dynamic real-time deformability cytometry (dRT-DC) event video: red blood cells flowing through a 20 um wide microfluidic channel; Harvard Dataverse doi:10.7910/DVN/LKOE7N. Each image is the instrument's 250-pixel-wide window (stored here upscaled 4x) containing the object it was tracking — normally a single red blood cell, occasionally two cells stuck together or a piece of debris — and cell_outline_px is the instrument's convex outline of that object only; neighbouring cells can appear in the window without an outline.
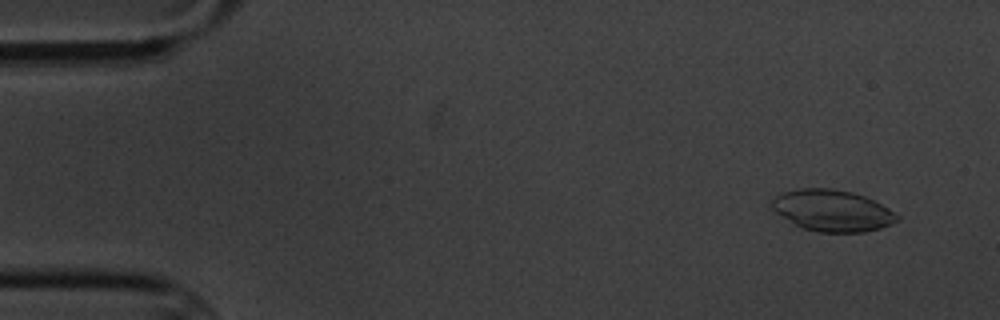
{"species": "common noctule bat (a hibernating species)", "species_latin": "Nyctalus noctula", "temperature_condition": "cold", "stored_images_in_passage": 4, "camera_frame_rate_fps": 3000, "um_per_image_px": 0.085, "animal": {"sex": "male", "body_mass_g": 20.1, "forearm_length_mm": 53.5}, "frame": {"image": 1, "passage_image": 1, "time_ms": 0.0, "image_size_px": [1000, 320], "cell_outline_px": [[900, 220], [892, 224], [880, 228], [864, 232], [820, 232], [804, 228], [796, 224], [776, 212], [772, 208], [772, 200], [780, 192], [800, 188], [832, 188], [852, 192], [864, 196], [888, 208], [900, 216]], "centroid_in_image_um": [70.77, 17.89], "position_along_channel_um": 14.2, "area_um2": 30.06}}